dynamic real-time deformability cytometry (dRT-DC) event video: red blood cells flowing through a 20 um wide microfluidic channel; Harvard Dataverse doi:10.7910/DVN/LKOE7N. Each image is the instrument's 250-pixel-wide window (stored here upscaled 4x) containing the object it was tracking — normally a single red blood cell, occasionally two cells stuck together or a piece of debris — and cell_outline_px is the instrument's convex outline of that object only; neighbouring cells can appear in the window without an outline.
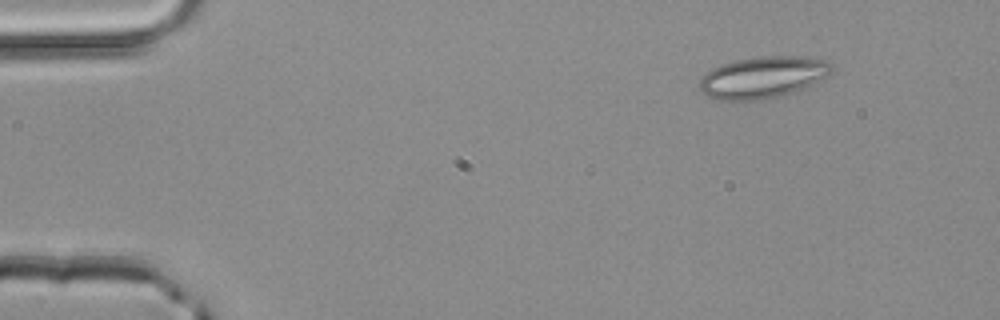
{"species": "common noctule bat (a hibernating species)", "species_latin": "Nyctalus noctula", "temperature_condition": "room temperature", "stored_images_in_passage": 3, "camera_frame_rate_fps": 3000, "um_per_image_px": 0.085, "animal": {"sex": "male", "body_mass_g": 20.4}, "frame": {"image": 1, "passage_image": 1, "time_ms": 0.0, "image_size_px": [1000, 320], "cell_outline_px": [[832, 72], [828, 76], [804, 88], [784, 96], [764, 100], [732, 104], [716, 100], [700, 92], [700, 80], [712, 68], [736, 60], [760, 56], [812, 56], [828, 60], [832, 64]], "centroid_in_image_um": [64.86, 6.61], "position_along_channel_um": 20.1, "area_um2": 33.18}}
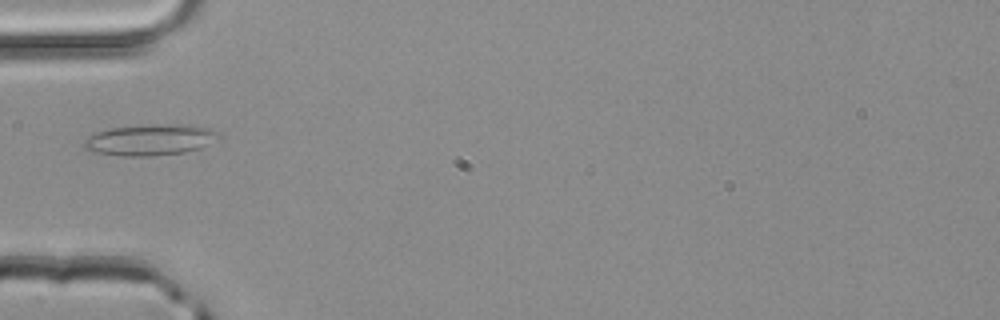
{"frame": {"image": 2, "passage_image": 3, "time_ms": 0.667, "image_size_px": [1000, 320], "cell_outline_px": [[220, 136], [208, 144], [200, 148], [184, 152], [152, 156], [120, 156], [92, 152], [84, 148], [84, 140], [108, 128], [156, 124], [188, 124], [212, 128], [220, 132]], "centroid_in_image_um": [12.81, 11.88], "position_along_channel_um": 72.2, "area_um2": 24.45}}